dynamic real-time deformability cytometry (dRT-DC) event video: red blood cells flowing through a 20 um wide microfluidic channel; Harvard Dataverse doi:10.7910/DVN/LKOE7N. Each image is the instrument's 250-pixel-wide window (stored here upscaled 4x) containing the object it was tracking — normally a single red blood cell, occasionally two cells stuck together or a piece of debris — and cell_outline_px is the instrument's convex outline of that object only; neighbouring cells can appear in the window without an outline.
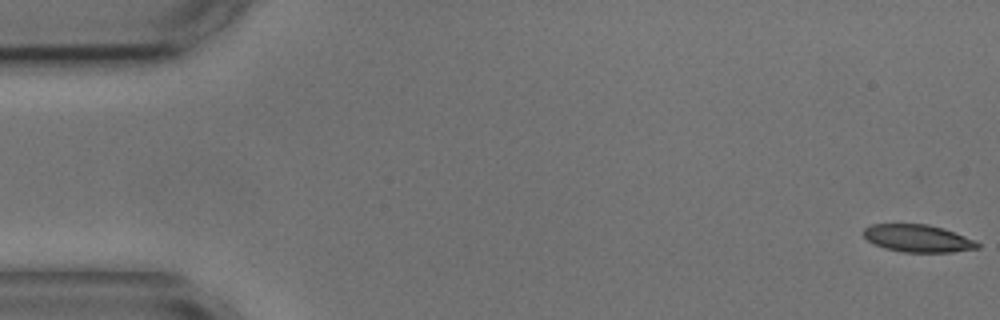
{"species": "common noctule bat (a hibernating species)", "species_latin": "Nyctalus noctula", "temperature_condition": "cold", "stored_images_in_passage": 5, "camera_frame_rate_fps": 3000, "um_per_image_px": 0.085, "animal": {"sex": "male", "body_mass_g": 17.9, "forearm_length_mm": 54.2}, "frame": {"image": 1, "passage_image": 1, "time_ms": 0.0, "image_size_px": [1000, 320], "cell_outline_px": [[980, 248], [952, 252], [904, 252], [884, 248], [868, 240], [864, 236], [864, 228], [872, 224], [928, 224], [944, 228], [976, 240], [980, 244]], "centroid_in_image_um": [78.06, 20.26], "position_along_channel_um": 6.9, "area_um2": 18.26}}
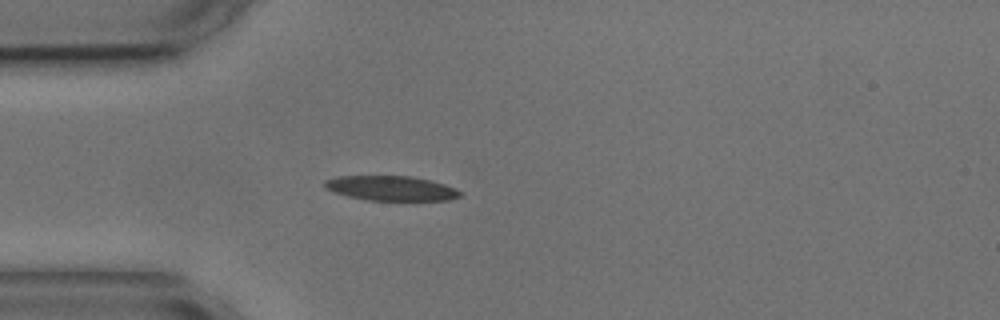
{"frame": {"image": 2, "passage_image": 5, "time_ms": 4.667, "image_size_px": [1000, 320], "cell_outline_px": [[464, 192], [460, 196], [448, 200], [368, 200], [348, 196], [324, 188], [324, 180], [336, 176], [412, 176], [444, 184], [456, 188]], "centroid_in_image_um": [33.25, 15.99], "position_along_channel_um": 51.8, "area_um2": 19.48}}